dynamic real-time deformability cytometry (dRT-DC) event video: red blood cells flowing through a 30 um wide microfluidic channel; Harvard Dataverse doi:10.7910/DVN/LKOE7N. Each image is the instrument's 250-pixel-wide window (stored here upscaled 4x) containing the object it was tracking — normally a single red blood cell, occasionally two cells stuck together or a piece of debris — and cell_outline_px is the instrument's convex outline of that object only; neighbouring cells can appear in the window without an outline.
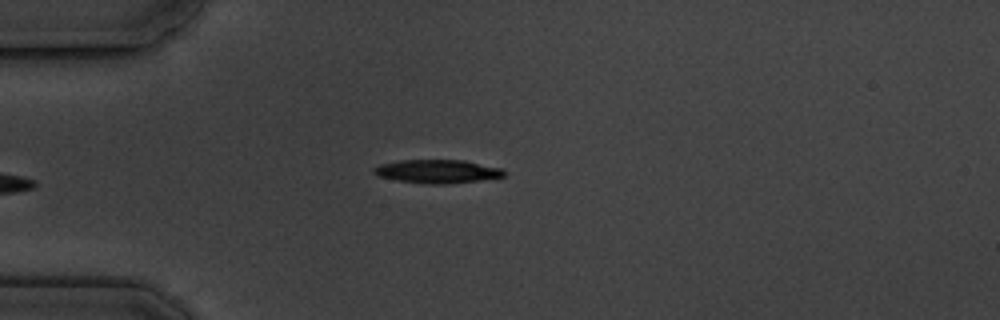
{"species": "common noctule bat (a hibernating species)", "species_latin": "Nyctalus noctula", "temperature_condition": "cold", "stored_images_in_passage": 7, "camera_frame_rate_fps": 3000, "um_per_image_px": 0.085, "animal": {"sex": "male", "body_mass_g": 19.5, "forearm_length_mm": 54.6}, "frame": {"image": 1, "passage_image": 7, "time_ms": 6.667, "image_size_px": [1000, 320], "cell_outline_px": [[504, 176], [480, 180], [444, 184], [432, 184], [400, 180], [380, 176], [372, 172], [372, 168], [380, 164], [400, 160], [464, 160], [504, 168]], "centroid_in_image_um": [37.2, 14.55], "position_along_channel_um": 47.8, "area_um2": 17.63}}